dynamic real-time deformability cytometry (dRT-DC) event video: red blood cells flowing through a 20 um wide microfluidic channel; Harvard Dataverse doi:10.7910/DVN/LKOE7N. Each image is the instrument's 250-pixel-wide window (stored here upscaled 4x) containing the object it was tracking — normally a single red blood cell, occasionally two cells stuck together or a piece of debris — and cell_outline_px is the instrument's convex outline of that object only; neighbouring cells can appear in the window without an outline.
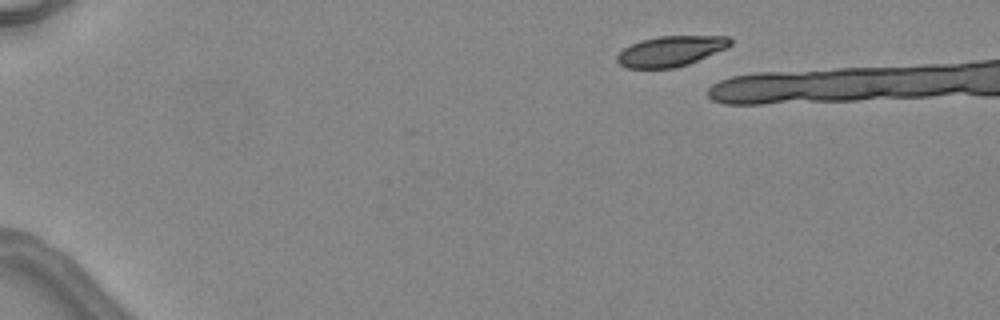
{"species": "common noctule bat (a hibernating species)", "species_latin": "Nyctalus noctula", "temperature_condition": "warm", "stored_images_in_passage": 7, "camera_frame_rate_fps": 3000, "um_per_image_px": 0.085, "animal": {"sex": "female", "body_mass_g": 24.6, "forearm_length_mm": 56.2}, "frame": {"image": 1, "passage_image": 1, "time_ms": 0.0, "image_size_px": [1000, 320], "cell_outline_px": [[732, 44], [724, 48], [688, 64], [676, 68], [628, 68], [620, 64], [616, 60], [616, 56], [624, 48], [640, 40], [660, 36], [728, 36], [732, 40]], "centroid_in_image_um": [56.98, 4.34], "position_along_channel_um": 28.0, "area_um2": 19.77}}